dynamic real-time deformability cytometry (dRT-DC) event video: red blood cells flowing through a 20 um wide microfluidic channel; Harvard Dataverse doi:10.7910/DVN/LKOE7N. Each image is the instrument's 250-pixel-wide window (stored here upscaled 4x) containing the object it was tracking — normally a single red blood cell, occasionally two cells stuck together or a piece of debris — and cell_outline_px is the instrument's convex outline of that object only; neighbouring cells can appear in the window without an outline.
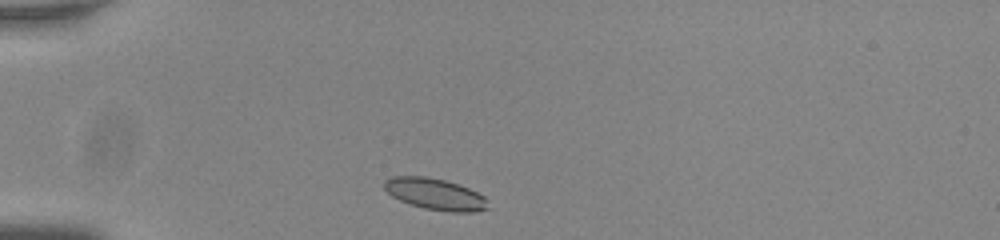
{"species": "common noctule bat (a hibernating species)", "species_latin": "Nyctalus noctula", "temperature_condition": "room temperature", "stored_images_in_passage": 36, "camera_frame_rate_fps": 3000, "um_per_image_px": 0.085, "animal": {"sex": "male", "body_mass_g": 20.0, "forearm_length_mm": 53.3}, "frame": {"image": 1, "passage_image": 2, "time_ms": 0.333, "image_size_px": [1000, 240], "cell_outline_px": [[488, 208], [472, 212], [448, 212], [424, 208], [400, 200], [392, 196], [384, 188], [384, 180], [392, 176], [424, 176], [444, 180], [468, 188], [484, 196]], "centroid_in_image_um": [36.96, 16.49], "position_along_channel_um": 48.0, "area_um2": 18.73}}
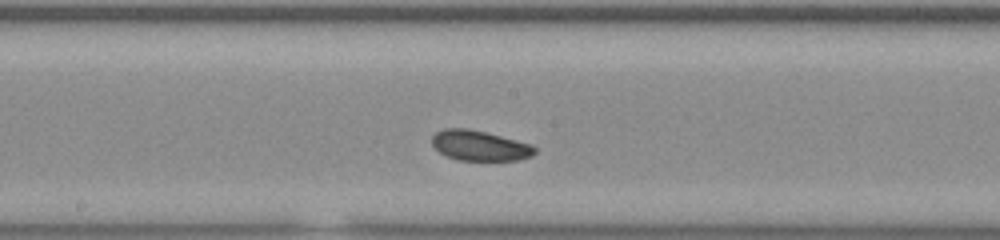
{"frame": {"image": 2, "passage_image": 17, "time_ms": 5.333, "image_size_px": [1000, 240], "cell_outline_px": [[536, 152], [532, 156], [520, 160], [456, 160], [440, 152], [432, 144], [432, 136], [436, 132], [444, 128], [468, 128], [532, 144], [536, 148]], "centroid_in_image_um": [40.78, 12.38], "position_along_channel_um": 207.4, "area_um2": 18.03}}
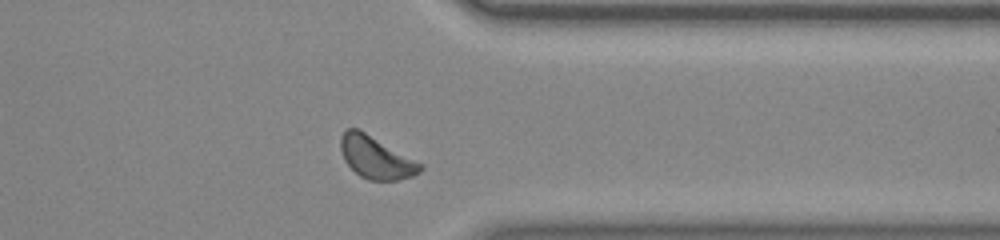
{"frame": {"image": 3, "passage_image": 31, "time_ms": 10.0, "image_size_px": [1000, 240], "cell_outline_px": [[424, 168], [420, 172], [412, 176], [400, 180], [368, 180], [360, 176], [344, 160], [340, 148], [340, 136], [344, 128], [360, 128], [424, 164]], "centroid_in_image_um": [31.97, 13.35], "position_along_channel_um": 379.4, "area_um2": 20.06}, "authors_computed_cell_mechanics": {"area_um2": 18.4671, "velocity_mm_per_s": 3.7453, "shape_relaxation_time_tau1_ms": 2.7635, "shape_relaxation_time_tau2_ms": null, "deformation_change_tau1": 0.0521, "deformation_change_tau2": null}}